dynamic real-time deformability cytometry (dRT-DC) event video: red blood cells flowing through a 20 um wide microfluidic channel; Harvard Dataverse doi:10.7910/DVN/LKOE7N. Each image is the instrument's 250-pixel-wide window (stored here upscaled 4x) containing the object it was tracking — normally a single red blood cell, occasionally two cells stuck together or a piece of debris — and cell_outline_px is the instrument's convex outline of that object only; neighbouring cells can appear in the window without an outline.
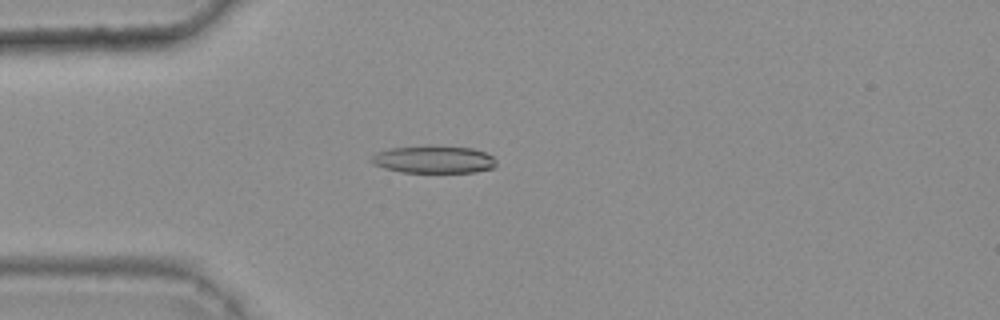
{"species": "common noctule bat (a hibernating species)", "species_latin": "Nyctalus noctula", "temperature_condition": "warm", "stored_images_in_passage": 33, "camera_frame_rate_fps": 3000, "um_per_image_px": 0.085, "animal": {"sex": "female", "body_mass_g": 25.1}, "frame": {"image": 1, "passage_image": 1, "time_ms": 0.0, "image_size_px": [1000, 320], "cell_outline_px": [[496, 164], [492, 168], [476, 172], [400, 172], [384, 168], [372, 164], [368, 160], [376, 152], [388, 148], [424, 144], [432, 144], [472, 148], [484, 152], [492, 156], [496, 160]], "centroid_in_image_um": [36.8, 13.52], "position_along_channel_um": 48.2, "area_um2": 20.63}}
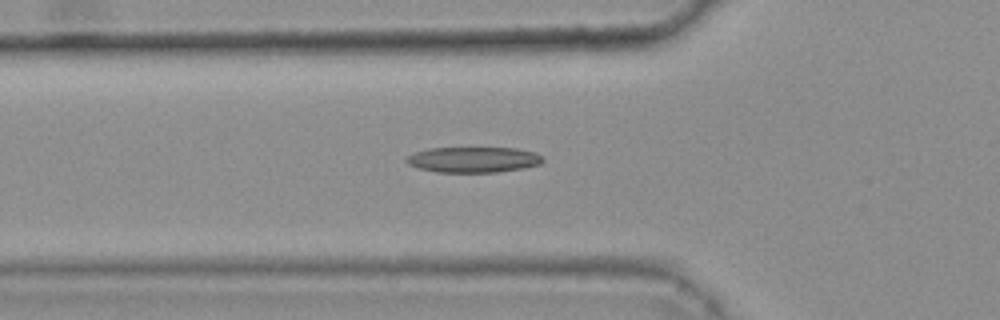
{"frame": {"image": 2, "passage_image": 5, "time_ms": 1.333, "image_size_px": [1000, 320], "cell_outline_px": [[544, 160], [540, 164], [524, 168], [496, 172], [436, 172], [420, 168], [408, 164], [404, 160], [408, 156], [416, 152], [428, 148], [516, 148], [536, 152], [544, 156]], "centroid_in_image_um": [40.28, 13.56], "position_along_channel_um": 85.5, "area_um2": 20.4}}
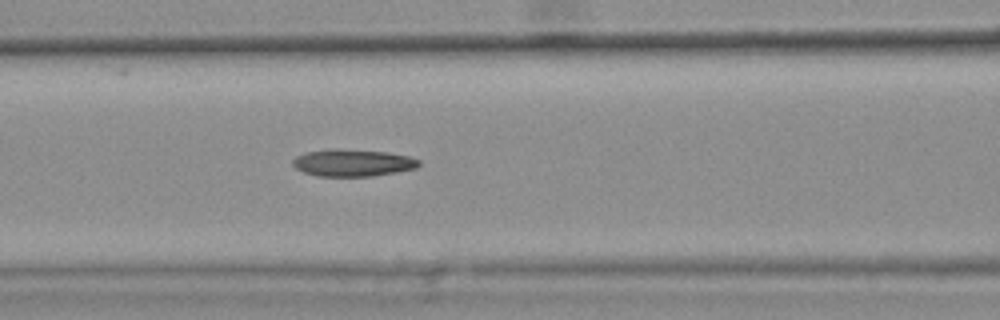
{"frame": {"image": 3, "passage_image": 9, "time_ms": 2.667, "image_size_px": [1000, 320], "cell_outline_px": [[420, 164], [416, 168], [396, 172], [372, 176], [316, 176], [304, 172], [296, 168], [292, 164], [292, 160], [296, 156], [304, 152], [332, 148], [336, 148], [388, 152], [408, 156], [420, 160]], "centroid_in_image_um": [29.96, 13.83], "position_along_channel_um": 136.6, "area_um2": 20.06}, "authors_computed_cell_mechanics": {"area_um2": 19.652, "velocity_mm_per_s": 3.7878, "shape_relaxation_time_tau1_ms": null, "shape_relaxation_time_tau2_ms": 5.0286, "deformation_change_tau1": null, "deformation_change_tau2": 0.152}}